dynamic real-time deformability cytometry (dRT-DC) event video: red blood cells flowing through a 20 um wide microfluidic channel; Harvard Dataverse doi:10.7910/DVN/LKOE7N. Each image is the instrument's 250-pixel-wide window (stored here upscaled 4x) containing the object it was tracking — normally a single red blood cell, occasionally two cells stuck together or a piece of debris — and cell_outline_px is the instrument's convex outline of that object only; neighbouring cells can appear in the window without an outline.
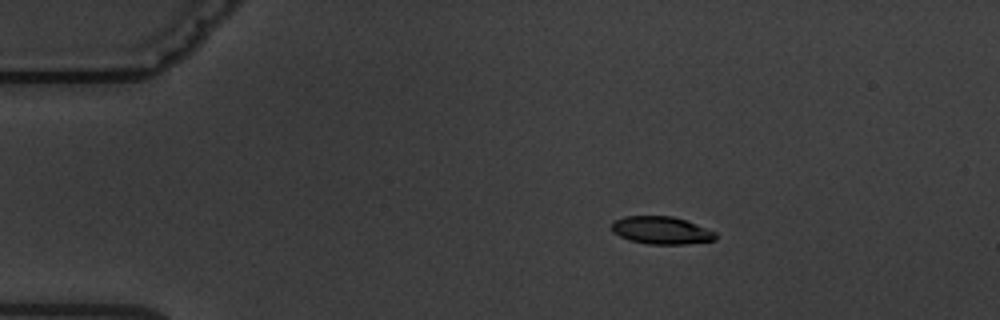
{"species": "common noctule bat (a hibernating species)", "species_latin": "Nyctalus noctula", "temperature_condition": "warm", "stored_images_in_passage": 5, "camera_frame_rate_fps": 3000, "um_per_image_px": 0.085, "animal": {"sex": "male", "body_mass_g": 19.5, "forearm_length_mm": 54.6}, "frame": {"image": 1, "passage_image": 3, "time_ms": 2.333, "image_size_px": [1000, 320], "cell_outline_px": [[716, 240], [688, 244], [648, 244], [628, 240], [612, 232], [612, 220], [624, 216], [672, 216], [696, 224], [716, 232]], "centroid_in_image_um": [56.19, 19.58], "position_along_channel_um": 28.8, "area_um2": 16.82}}